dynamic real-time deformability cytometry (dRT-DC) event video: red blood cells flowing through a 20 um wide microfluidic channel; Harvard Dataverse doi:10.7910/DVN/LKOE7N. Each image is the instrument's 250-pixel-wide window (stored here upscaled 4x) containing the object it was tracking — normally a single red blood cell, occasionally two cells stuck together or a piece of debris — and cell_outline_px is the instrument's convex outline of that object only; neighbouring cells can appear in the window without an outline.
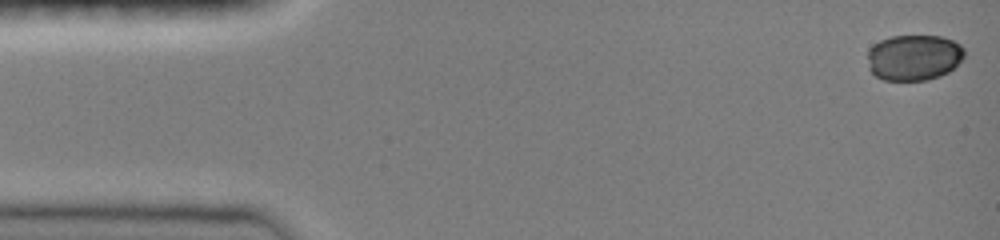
{"species": "common noctule bat (a hibernating species)", "species_latin": "Nyctalus noctula", "temperature_condition": "room temperature", "stored_images_in_passage": 43, "camera_frame_rate_fps": 3000, "um_per_image_px": 0.085, "animal": {"sex": "female", "body_mass_g": 19.0, "forearm_length_mm": 51.5}, "frame": {"image": 1, "passage_image": 1, "time_ms": 0.0, "image_size_px": [1000, 240], "cell_outline_px": [[964, 56], [948, 72], [940, 76], [928, 80], [884, 80], [876, 76], [868, 68], [868, 48], [872, 44], [880, 40], [892, 36], [940, 36], [952, 40], [960, 44], [964, 48]], "centroid_in_image_um": [77.65, 4.88], "position_along_channel_um": 7.4, "area_um2": 25.95}}
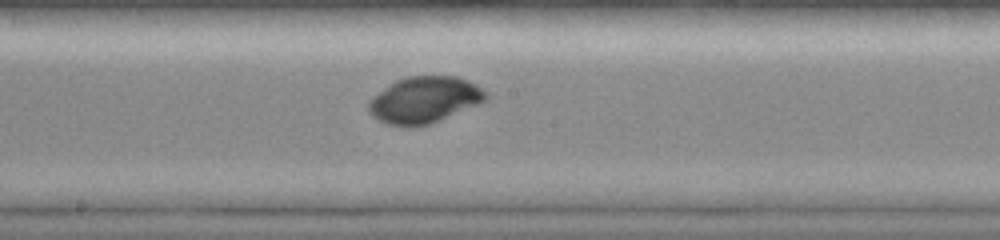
{"frame": {"image": 2, "passage_image": 25, "time_ms": 8.0, "image_size_px": [1000, 240], "cell_outline_px": [[488, 100], [428, 124], [412, 128], [408, 128], [388, 124], [372, 116], [368, 112], [368, 100], [372, 96], [396, 80], [408, 76], [456, 76], [468, 80], [476, 84], [488, 92]], "centroid_in_image_um": [36.06, 8.49], "position_along_channel_um": 212.1, "area_um2": 31.85}}
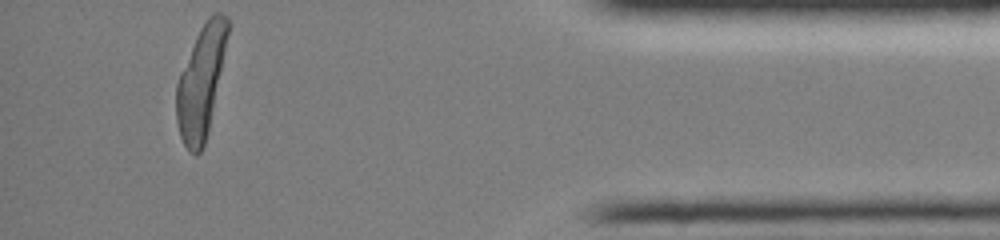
{"frame": {"image": 3, "passage_image": 43, "time_ms": 14.0, "image_size_px": [1000, 240], "cell_outline_px": [[232, 24], [208, 128], [204, 144], [200, 152], [196, 156], [188, 152], [180, 136], [176, 120], [176, 84], [180, 72], [196, 36], [200, 28], [208, 16], [212, 12], [220, 12], [228, 16]], "centroid_in_image_um": [17.1, 6.88], "position_along_channel_um": 418.1, "area_um2": 33.58}}